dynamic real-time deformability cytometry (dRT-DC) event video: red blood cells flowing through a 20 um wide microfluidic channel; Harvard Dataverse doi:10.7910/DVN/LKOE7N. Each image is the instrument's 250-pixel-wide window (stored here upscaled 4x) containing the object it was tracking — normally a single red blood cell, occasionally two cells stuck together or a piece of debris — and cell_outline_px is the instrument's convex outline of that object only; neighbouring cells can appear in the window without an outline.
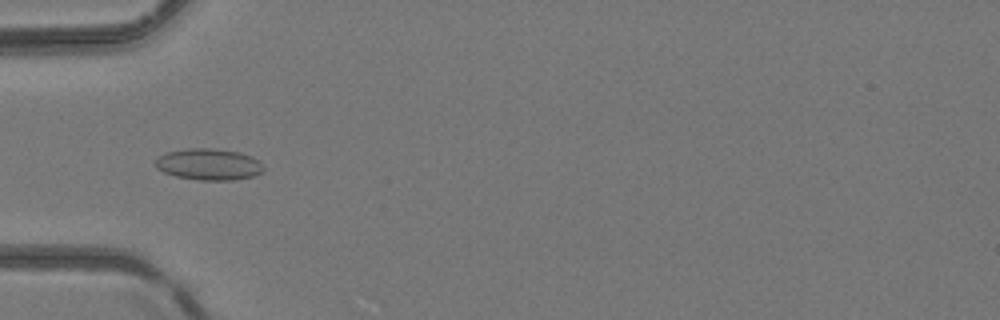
{"species": "common noctule bat (a hibernating species)", "species_latin": "Nyctalus noctula", "temperature_condition": "room temperature", "stored_images_in_passage": 6, "camera_frame_rate_fps": 3000, "um_per_image_px": 0.085, "animal": {"sex": "female", "body_mass_g": 24.6, "forearm_length_mm": 56.2}, "frame": {"image": 1, "passage_image": 4, "time_ms": 5.0, "image_size_px": [1000, 320], "cell_outline_px": [[264, 172], [252, 176], [236, 180], [200, 180], [176, 176], [164, 172], [156, 168], [156, 156], [164, 152], [188, 148], [212, 148], [240, 152], [252, 156], [260, 160], [264, 168]], "centroid_in_image_um": [17.76, 13.96], "position_along_channel_um": 67.2, "area_um2": 20.11}}
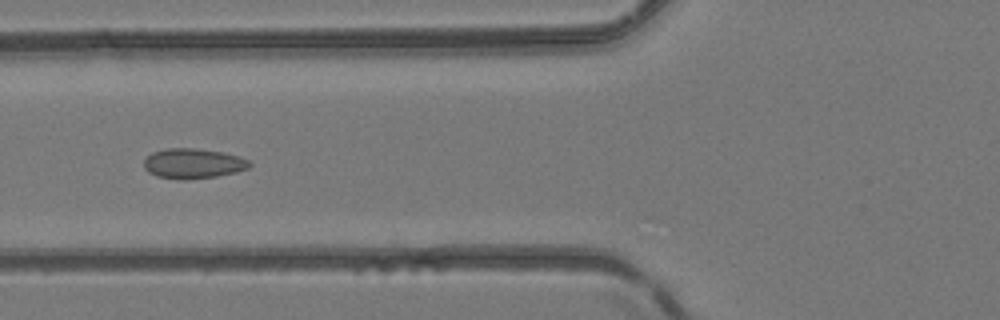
{"frame": {"image": 2, "passage_image": 5, "time_ms": 6.0, "image_size_px": [1000, 320], "cell_outline_px": [[252, 164], [248, 168], [236, 172], [216, 176], [184, 180], [156, 176], [148, 172], [144, 168], [144, 160], [152, 152], [164, 148], [196, 148], [224, 152], [248, 160]], "centroid_in_image_um": [16.39, 13.89], "position_along_channel_um": 109.4, "area_um2": 18.5}}
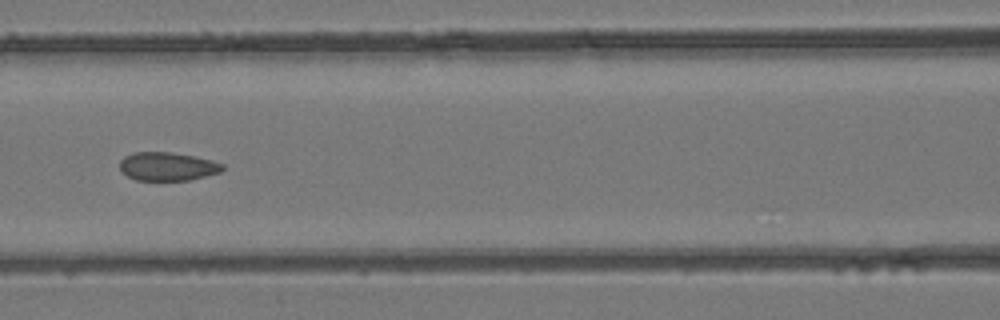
{"frame": {"image": 3, "passage_image": 6, "time_ms": 7.0, "image_size_px": [1000, 320], "cell_outline_px": [[224, 168], [220, 172], [188, 180], [136, 180], [128, 176], [120, 168], [120, 160], [124, 156], [136, 152], [172, 152], [212, 160], [224, 164]], "centroid_in_image_um": [14.23, 14.14], "position_along_channel_um": 152.4, "area_um2": 16.88}}